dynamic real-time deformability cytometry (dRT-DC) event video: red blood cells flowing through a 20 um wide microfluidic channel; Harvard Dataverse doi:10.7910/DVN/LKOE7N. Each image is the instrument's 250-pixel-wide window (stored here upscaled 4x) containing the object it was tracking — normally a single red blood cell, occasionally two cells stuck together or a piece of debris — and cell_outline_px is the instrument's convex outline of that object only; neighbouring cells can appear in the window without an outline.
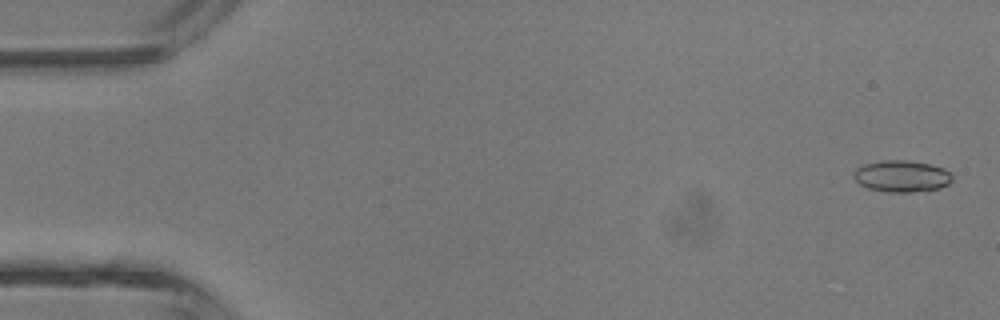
{"species": "common noctule bat (a hibernating species)", "species_latin": "Nyctalus noctula", "temperature_condition": "room temperature", "stored_images_in_passage": 4, "camera_frame_rate_fps": 3000, "um_per_image_px": 0.085, "animal": {"sex": "male", "body_mass_g": 13.3}, "frame": {"image": 1, "passage_image": 1, "time_ms": 0.0, "image_size_px": [1000, 320], "cell_outline_px": [[952, 180], [948, 184], [940, 188], [912, 192], [888, 192], [868, 188], [860, 184], [852, 176], [856, 168], [864, 164], [884, 160], [908, 160], [928, 164], [944, 168], [952, 176]], "centroid_in_image_um": [76.63, 14.97], "position_along_channel_um": 8.4, "area_um2": 18.09}}
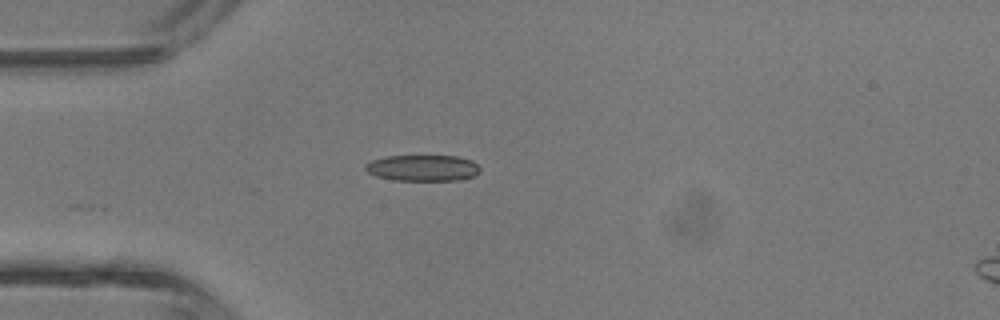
{"frame": {"image": 2, "passage_image": 4, "time_ms": 3.667, "image_size_px": [1000, 320], "cell_outline_px": [[480, 172], [464, 180], [392, 180], [376, 176], [368, 172], [364, 168], [364, 164], [372, 160], [384, 156], [456, 156], [472, 160], [480, 168]], "centroid_in_image_um": [35.92, 14.28], "position_along_channel_um": 49.1, "area_um2": 17.57}}